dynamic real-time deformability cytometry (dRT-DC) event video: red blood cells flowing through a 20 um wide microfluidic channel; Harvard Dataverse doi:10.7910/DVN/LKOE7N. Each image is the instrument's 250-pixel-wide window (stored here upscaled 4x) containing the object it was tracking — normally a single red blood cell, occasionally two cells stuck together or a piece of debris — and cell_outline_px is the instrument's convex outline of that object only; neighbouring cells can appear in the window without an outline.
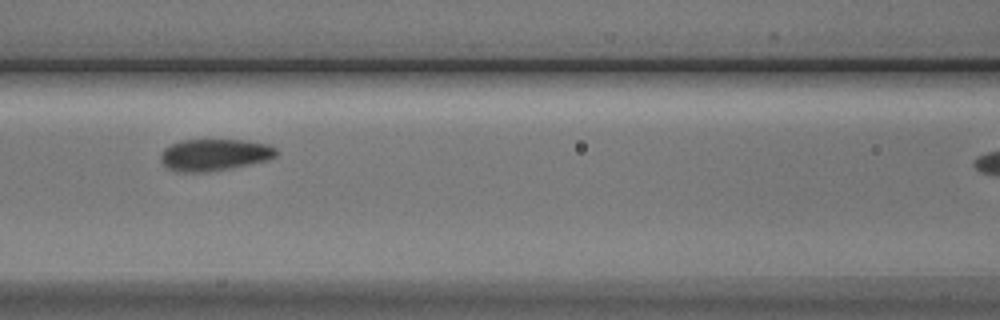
{"species": "Egyptian fruit bat (a non-hibernating species)", "species_latin": "Rousettus aegyptiacus", "temperature_condition": "cold", "stored_images_in_passage": 10, "camera_frame_rate_fps": 3000, "um_per_image_px": 0.085, "animal": {"sex": "male"}, "frame": {"image": 1, "passage_image": 6, "time_ms": 7.0, "image_size_px": [1000, 320], "cell_outline_px": [[276, 156], [268, 160], [228, 168], [204, 172], [180, 172], [168, 168], [160, 160], [160, 152], [164, 148], [180, 140], [244, 140], [268, 144], [276, 148]], "centroid_in_image_um": [18.2, 13.15], "position_along_channel_um": 148.4, "area_um2": 21.27}}
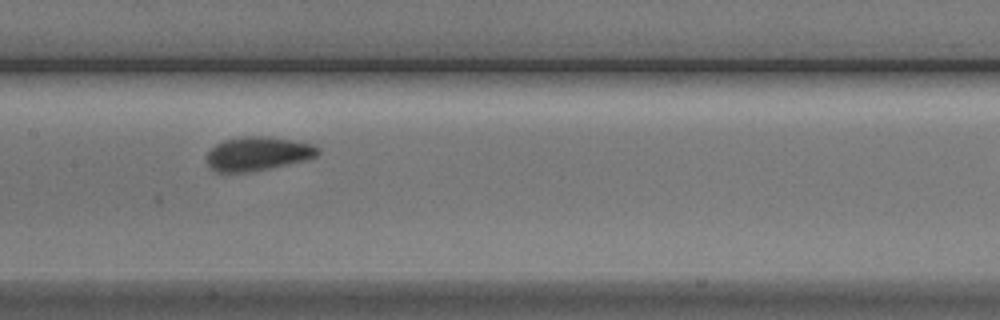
{"frame": {"image": 2, "passage_image": 7, "time_ms": 8.0, "image_size_px": [1000, 320], "cell_outline_px": [[320, 152], [316, 156], [304, 160], [268, 168], [248, 172], [216, 172], [208, 168], [208, 152], [216, 144], [224, 140], [244, 136], [268, 136], [292, 140], [312, 144], [320, 148]], "centroid_in_image_um": [21.9, 13.06], "position_along_channel_um": 185.5, "area_um2": 21.79}}
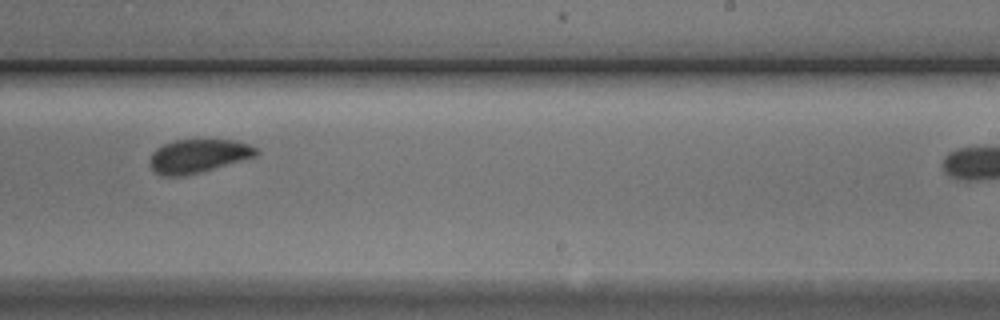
{"frame": {"image": 3, "passage_image": 9, "time_ms": 10.333, "image_size_px": [1000, 320], "cell_outline_px": [[260, 152], [256, 156], [200, 172], [184, 176], [160, 176], [152, 168], [152, 152], [156, 148], [164, 144], [176, 140], [236, 140], [248, 144], [256, 148]], "centroid_in_image_um": [16.87, 13.26], "position_along_channel_um": 272.1, "area_um2": 20.52}}